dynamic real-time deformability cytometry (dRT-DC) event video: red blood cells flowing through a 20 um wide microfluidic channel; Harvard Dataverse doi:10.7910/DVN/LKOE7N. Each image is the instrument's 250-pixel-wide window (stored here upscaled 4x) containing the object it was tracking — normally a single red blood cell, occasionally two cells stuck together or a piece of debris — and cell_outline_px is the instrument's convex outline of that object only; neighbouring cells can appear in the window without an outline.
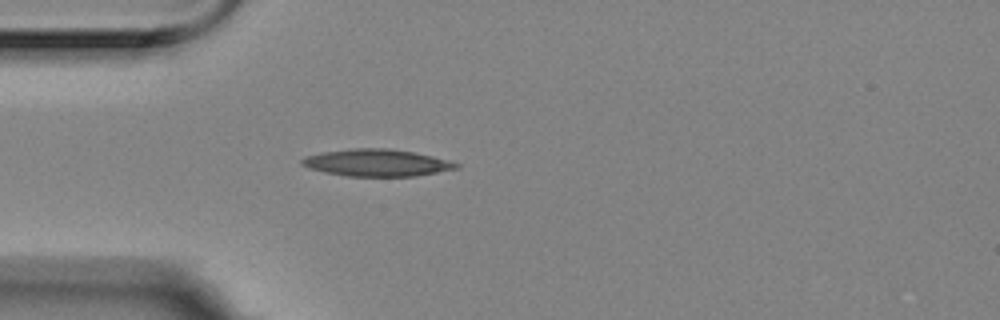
{"species": "Egyptian fruit bat (a non-hibernating species)", "species_latin": "Rousettus aegyptiacus", "temperature_condition": "room temperature", "stored_images_in_passage": 1, "camera_frame_rate_fps": 3000, "um_per_image_px": 0.085, "animal": {"sex": "female"}, "frame": {"image": 1, "passage_image": 1, "time_ms": 0.0, "image_size_px": [1000, 320], "cell_outline_px": [[460, 168], [416, 176], [348, 176], [324, 172], [308, 168], [300, 164], [300, 160], [308, 156], [324, 152], [352, 148], [388, 148], [412, 152], [432, 156], [448, 160], [460, 164]], "centroid_in_image_um": [32.04, 13.84], "position_along_channel_um": 53.0, "area_um2": 24.22}}